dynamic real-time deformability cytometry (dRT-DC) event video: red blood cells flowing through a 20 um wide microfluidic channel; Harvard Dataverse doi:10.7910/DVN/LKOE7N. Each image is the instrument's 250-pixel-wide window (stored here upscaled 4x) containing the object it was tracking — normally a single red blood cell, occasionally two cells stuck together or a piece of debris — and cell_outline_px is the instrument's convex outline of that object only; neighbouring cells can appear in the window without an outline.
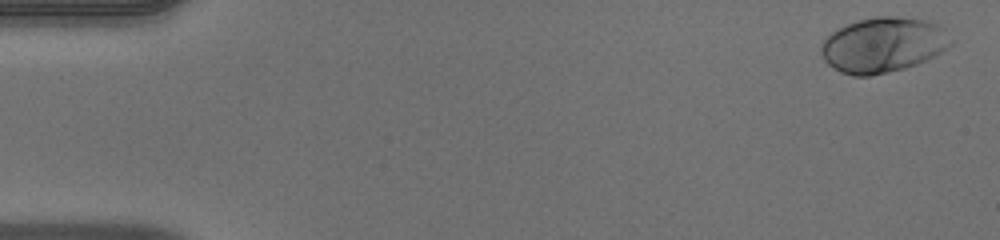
{"species": "human", "species_latin": "Homo sapiens", "temperature_condition": "warm", "stored_images_in_passage": 51, "camera_frame_rate_fps": 3000, "um_per_image_px": 0.085, "donor": {"sex": "male"}, "frame": {"image": 1, "passage_image": 2, "time_ms": 0.333, "image_size_px": [1000, 240], "cell_outline_px": [[952, 44], [940, 52], [916, 64], [904, 68], [872, 76], [852, 76], [840, 72], [828, 64], [824, 60], [820, 52], [820, 44], [832, 32], [848, 24], [860, 20], [876, 16], [900, 16], [932, 20], [940, 24], [944, 28], [952, 40]], "centroid_in_image_um": [75.07, 3.8], "position_along_channel_um": 9.9, "area_um2": 41.85}}
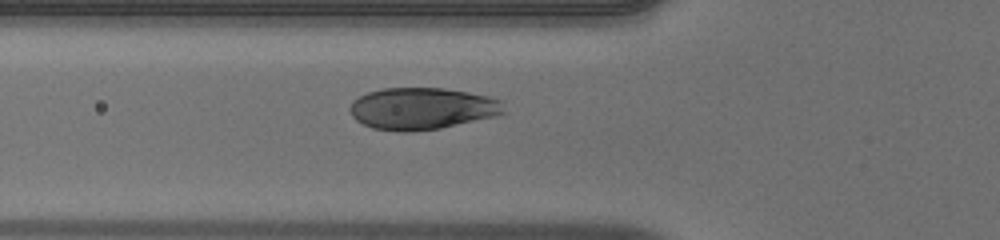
{"frame": {"image": 2, "passage_image": 19, "time_ms": 6.0, "image_size_px": [1000, 240], "cell_outline_px": [[504, 112], [496, 116], [440, 128], [412, 132], [400, 132], [372, 128], [356, 120], [352, 116], [348, 108], [352, 100], [368, 92], [384, 88], [444, 88], [468, 92], [488, 96], [500, 100]], "centroid_in_image_um": [35.83, 9.23], "position_along_channel_um": 90.0, "area_um2": 37.57}}
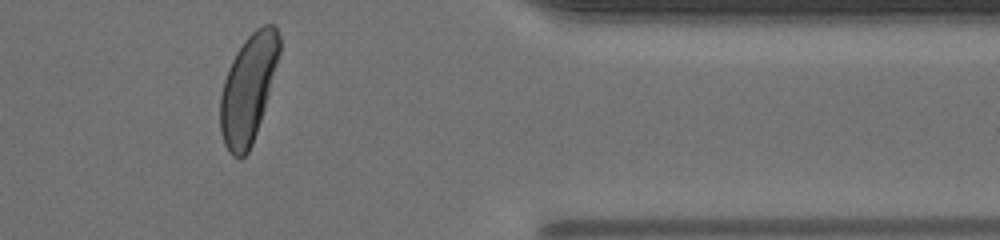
{"frame": {"image": 3, "passage_image": 43, "time_ms": 14.0, "image_size_px": [1000, 240], "cell_outline_px": [[280, 52], [264, 108], [252, 144], [248, 152], [240, 160], [232, 156], [228, 152], [224, 144], [220, 132], [220, 96], [224, 80], [228, 68], [236, 52], [244, 40], [256, 28], [264, 24], [272, 24], [276, 28], [280, 36]], "centroid_in_image_um": [21.08, 7.55], "position_along_channel_um": 390.3, "area_um2": 36.99}, "authors_computed_cell_mechanics": {"area_um2": 38.5526, "velocity_mm_per_s": 4.0058, "shape_relaxation_time_tau1_ms": 1.8849, "shape_relaxation_time_tau2_ms": null, "deformation_change_tau1": 0.1623, "deformation_change_tau2": null}}